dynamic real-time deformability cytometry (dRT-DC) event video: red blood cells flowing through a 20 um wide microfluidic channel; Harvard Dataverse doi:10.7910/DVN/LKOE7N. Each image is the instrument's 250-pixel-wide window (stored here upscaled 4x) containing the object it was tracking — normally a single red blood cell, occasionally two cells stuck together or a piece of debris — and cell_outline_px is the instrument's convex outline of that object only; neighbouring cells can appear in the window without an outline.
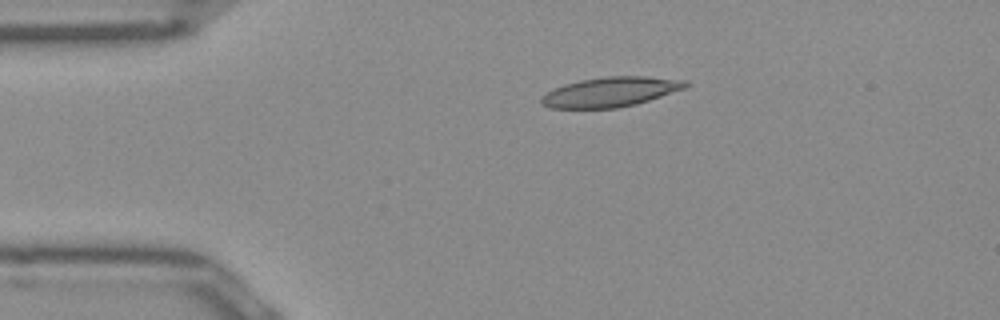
{"species": "Egyptian fruit bat (a non-hibernating species)", "species_latin": "Rousettus aegyptiacus", "temperature_condition": "room temperature", "stored_images_in_passage": 35, "camera_frame_rate_fps": 3000, "um_per_image_px": 0.085, "frame": {"image": 1, "passage_image": 1, "time_ms": 0.0, "image_size_px": [1000, 320], "cell_outline_px": [[688, 88], [636, 104], [616, 108], [552, 108], [544, 104], [540, 100], [540, 96], [564, 84], [580, 80], [604, 76], [644, 76], [688, 80]], "centroid_in_image_um": [51.95, 7.8], "position_along_channel_um": 33.1, "area_um2": 25.03}}
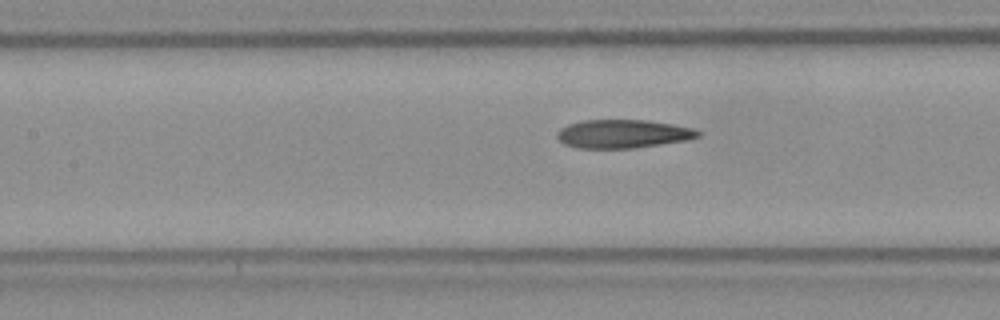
{"frame": {"image": 2, "passage_image": 13, "time_ms": 4.0, "image_size_px": [1000, 320], "cell_outline_px": [[700, 136], [688, 140], [632, 148], [576, 148], [564, 144], [556, 136], [556, 132], [560, 128], [568, 124], [580, 120], [648, 120], [672, 124], [692, 128], [700, 132]], "centroid_in_image_um": [52.91, 11.37], "position_along_channel_um": 154.5, "area_um2": 23.41}}
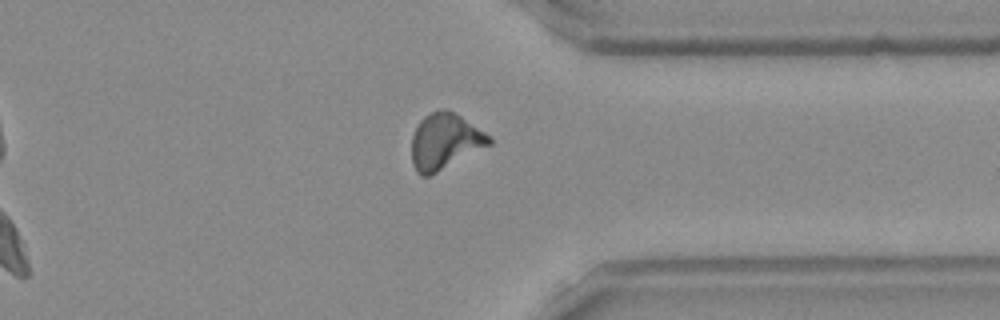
{"frame": {"image": 3, "passage_image": 30, "time_ms": 9.667, "image_size_px": [1000, 320], "cell_outline_px": [[492, 144], [428, 176], [420, 176], [416, 172], [412, 164], [412, 136], [420, 120], [424, 116], [440, 108], [448, 108], [492, 136]], "centroid_in_image_um": [37.82, 12.0], "position_along_channel_um": 373.6, "area_um2": 25.26}, "authors_computed_cell_mechanics": {"area_um2": 24.1026, "velocity_mm_per_s": 3.9562, "shape_relaxation_time_tau1_ms": null, "shape_relaxation_time_tau2_ms": 3.06, "deformation_change_tau1": null, "deformation_change_tau2": 0.1136}}